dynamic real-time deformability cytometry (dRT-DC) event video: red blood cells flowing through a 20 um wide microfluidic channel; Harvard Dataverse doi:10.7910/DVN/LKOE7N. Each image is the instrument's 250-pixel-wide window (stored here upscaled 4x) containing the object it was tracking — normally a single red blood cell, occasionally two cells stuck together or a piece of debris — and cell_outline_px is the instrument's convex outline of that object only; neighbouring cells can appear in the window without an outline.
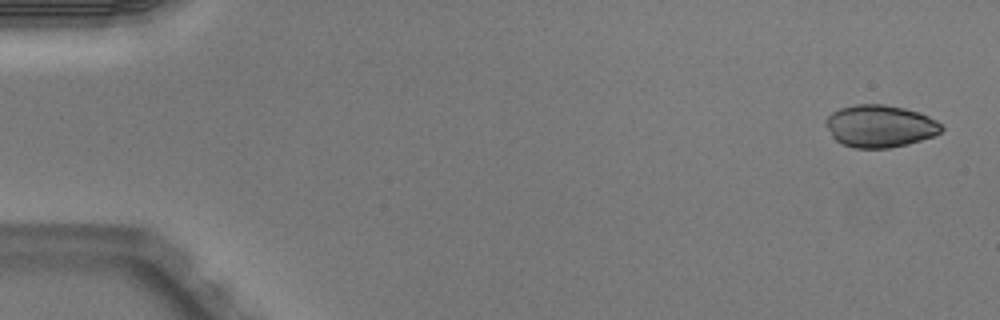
{"species": "Egyptian fruit bat (a non-hibernating species)", "species_latin": "Rousettus aegyptiacus", "temperature_condition": "warm", "stored_images_in_passage": 6, "camera_frame_rate_fps": 3000, "um_per_image_px": 0.085, "animal": {"sex": "male"}, "frame": {"image": 1, "passage_image": 1, "time_ms": 0.0, "image_size_px": [1000, 320], "cell_outline_px": [[944, 128], [940, 132], [932, 136], [908, 144], [888, 148], [856, 148], [844, 144], [836, 140], [832, 136], [824, 124], [824, 120], [832, 112], [840, 108], [856, 104], [884, 104], [904, 108], [928, 116], [936, 120]], "centroid_in_image_um": [74.76, 10.71], "position_along_channel_um": 10.2, "area_um2": 28.38}}
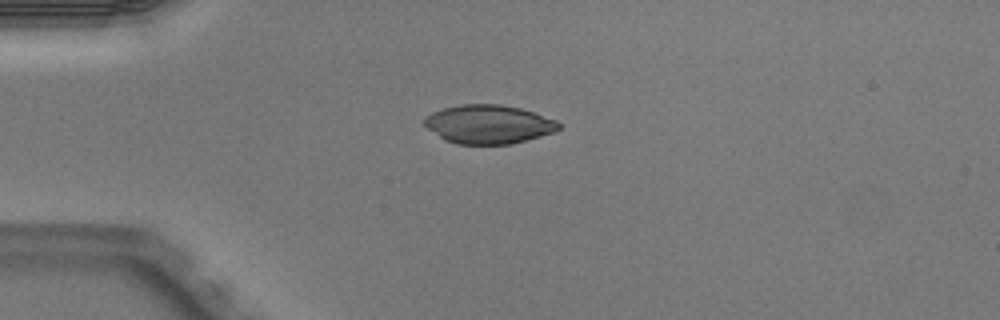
{"frame": {"image": 2, "passage_image": 4, "time_ms": 1.0, "image_size_px": [1000, 320], "cell_outline_px": [[560, 128], [552, 132], [540, 136], [512, 144], [456, 144], [444, 140], [428, 128], [424, 124], [424, 116], [432, 112], [444, 108], [460, 104], [500, 104], [520, 108], [556, 120], [560, 124]], "centroid_in_image_um": [41.49, 10.56], "position_along_channel_um": 43.5, "area_um2": 30.23}}